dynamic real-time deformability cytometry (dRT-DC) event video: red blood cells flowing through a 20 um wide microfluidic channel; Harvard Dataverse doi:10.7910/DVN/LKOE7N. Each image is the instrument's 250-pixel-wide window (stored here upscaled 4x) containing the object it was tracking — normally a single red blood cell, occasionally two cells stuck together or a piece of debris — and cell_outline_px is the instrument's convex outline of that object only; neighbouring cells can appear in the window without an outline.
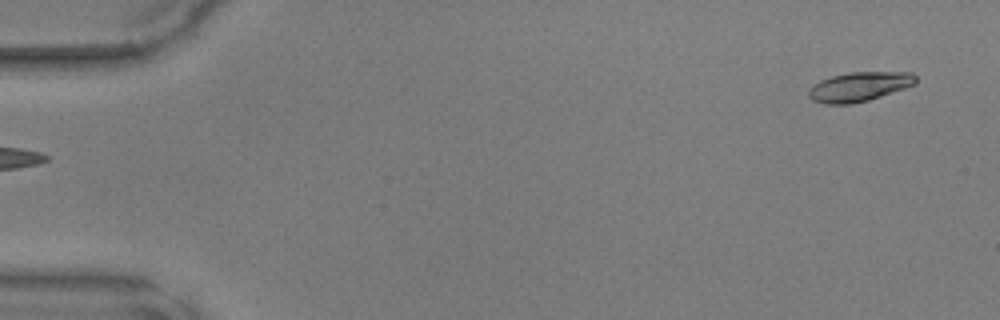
{"species": "common noctule bat (a hibernating species)", "species_latin": "Nyctalus noctula", "temperature_condition": "warm", "stored_images_in_passage": 6, "camera_frame_rate_fps": 3000, "um_per_image_px": 0.085, "animal": {"sex": "male", "body_mass_g": 17.9, "forearm_length_mm": 54.2}, "frame": {"image": 1, "passage_image": 1, "time_ms": 0.0, "image_size_px": [1000, 320], "cell_outline_px": [[916, 84], [868, 100], [852, 104], [824, 104], [812, 100], [808, 96], [808, 92], [820, 80], [832, 76], [848, 72], [912, 72], [916, 76]], "centroid_in_image_um": [73.04, 7.36], "position_along_channel_um": 12.0, "area_um2": 18.21}}